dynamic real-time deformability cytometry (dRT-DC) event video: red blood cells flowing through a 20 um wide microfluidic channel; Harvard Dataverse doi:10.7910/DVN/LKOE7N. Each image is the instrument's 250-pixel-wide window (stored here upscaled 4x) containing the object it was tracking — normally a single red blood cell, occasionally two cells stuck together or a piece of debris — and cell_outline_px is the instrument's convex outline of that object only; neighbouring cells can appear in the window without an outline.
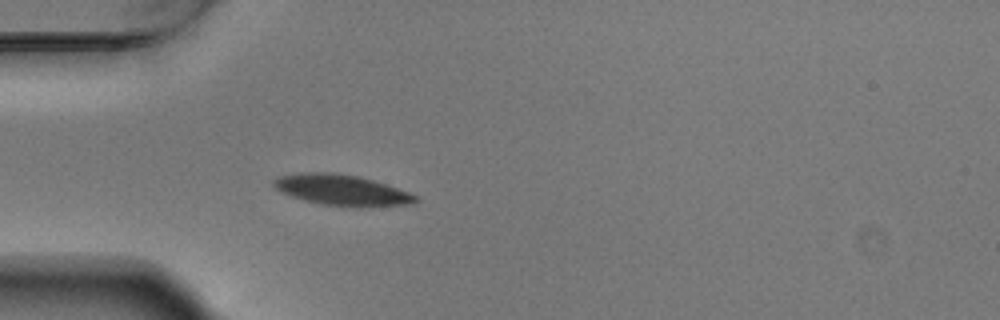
{"species": "Egyptian fruit bat (a non-hibernating species)", "species_latin": "Rousettus aegyptiacus", "temperature_condition": "warm", "stored_images_in_passage": 39, "camera_frame_rate_fps": 3000, "um_per_image_px": 0.085, "animal": {"sex": "male"}, "frame": {"image": 1, "passage_image": 1, "time_ms": 0.0, "image_size_px": [1000, 320], "cell_outline_px": [[420, 200], [412, 204], [360, 208], [352, 208], [320, 204], [304, 200], [280, 192], [272, 184], [272, 180], [280, 176], [304, 172], [332, 172], [356, 176], [372, 180], [408, 192], [416, 196]], "centroid_in_image_um": [29.04, 16.18], "position_along_channel_um": 56.0, "area_um2": 25.61}}
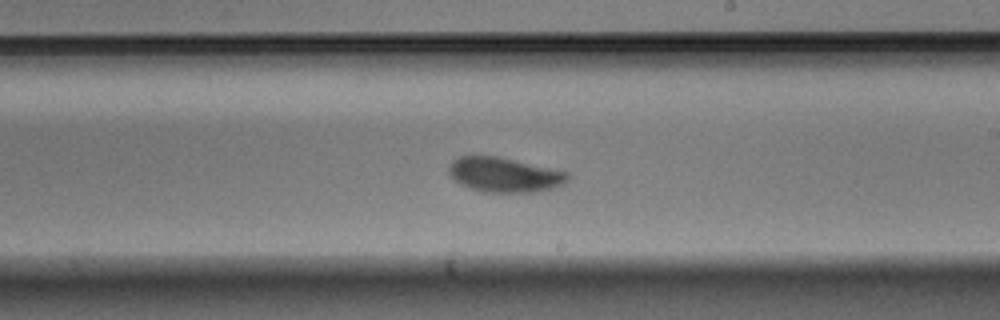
{"frame": {"image": 2, "passage_image": 17, "time_ms": 5.333, "image_size_px": [1000, 320], "cell_outline_px": [[572, 176], [564, 184], [552, 188], [532, 192], [484, 192], [460, 184], [448, 172], [448, 168], [452, 160], [460, 156], [496, 156], [568, 172]], "centroid_in_image_um": [42.88, 14.86], "position_along_channel_um": 246.1, "area_um2": 23.81}}
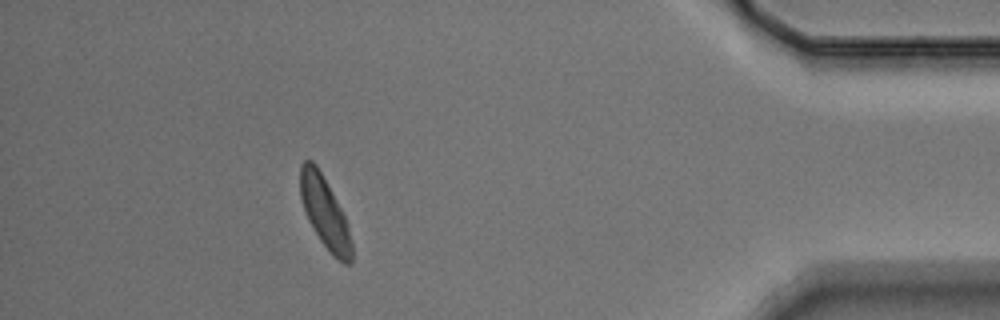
{"frame": {"image": 3, "passage_image": 34, "time_ms": 11.0, "image_size_px": [1000, 320], "cell_outline_px": [[352, 264], [344, 264], [320, 240], [308, 220], [300, 196], [300, 164], [304, 160], [312, 160], [316, 164], [340, 208], [348, 224], [352, 244]], "centroid_in_image_um": [27.6, 18.05], "position_along_channel_um": 407.6, "area_um2": 20.81}, "authors_computed_cell_mechanics": {"area_um2": 23.7558, "velocity_mm_per_s": 3.6881, "shape_relaxation_time_tau1_ms": 2.6692, "shape_relaxation_time_tau2_ms": 2.1335, "deformation_change_tau1": 0.1272, "deformation_change_tau2": 0.0703}}